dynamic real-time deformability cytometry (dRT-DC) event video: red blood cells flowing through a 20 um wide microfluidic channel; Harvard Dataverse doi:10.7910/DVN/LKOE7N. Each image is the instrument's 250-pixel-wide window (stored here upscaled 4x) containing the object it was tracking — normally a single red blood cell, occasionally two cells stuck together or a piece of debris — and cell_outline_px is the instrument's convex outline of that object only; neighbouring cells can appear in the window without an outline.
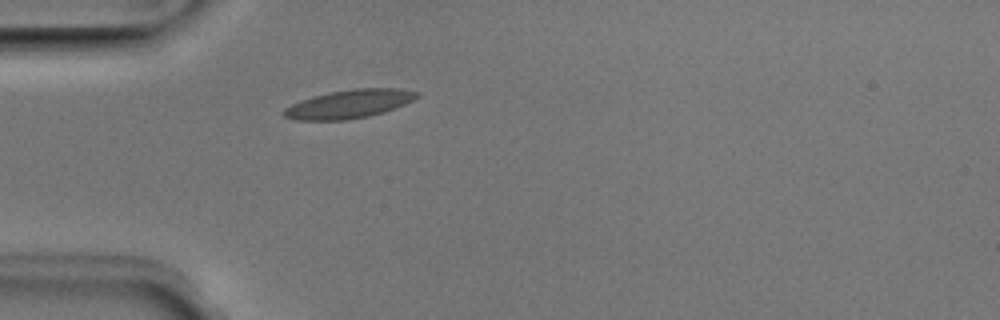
{"species": "Egyptian fruit bat (a non-hibernating species)", "species_latin": "Rousettus aegyptiacus", "temperature_condition": "room temperature", "stored_images_in_passage": 33, "camera_frame_rate_fps": 3000, "um_per_image_px": 0.085, "animal": {"sex": "male"}, "frame": {"image": 1, "passage_image": 1, "time_ms": 0.0, "image_size_px": [1000, 320], "cell_outline_px": [[420, 96], [404, 104], [384, 112], [368, 116], [344, 120], [296, 120], [284, 116], [280, 112], [284, 108], [300, 100], [328, 92], [352, 88], [400, 88], [420, 92]], "centroid_in_image_um": [29.67, 8.83], "position_along_channel_um": 55.3, "area_um2": 22.2}}
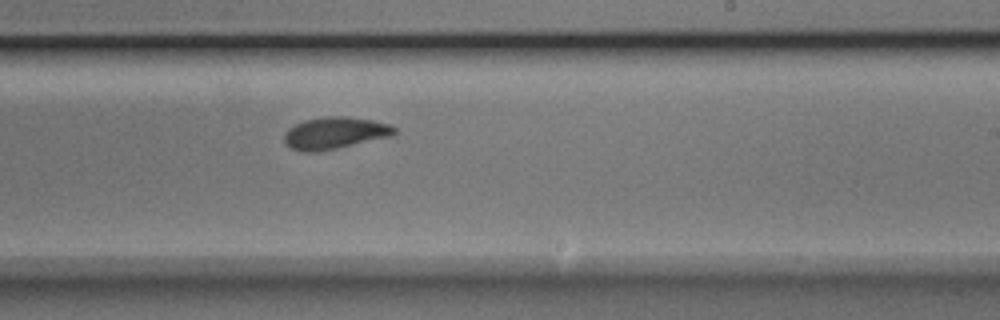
{"frame": {"image": 2, "passage_image": 17, "time_ms": 5.333, "image_size_px": [1000, 320], "cell_outline_px": [[396, 132], [388, 136], [336, 148], [316, 152], [300, 152], [292, 148], [284, 140], [284, 136], [288, 128], [304, 120], [324, 116], [348, 116], [372, 120], [388, 124], [396, 128]], "centroid_in_image_um": [28.41, 11.29], "position_along_channel_um": 260.6, "area_um2": 20.17}}
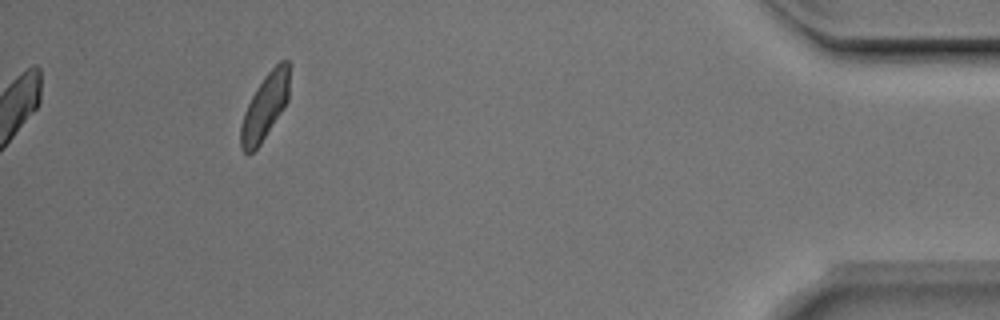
{"frame": {"image": 3, "passage_image": 33, "time_ms": 10.667, "image_size_px": [1000, 320], "cell_outline_px": [[288, 100], [284, 108], [260, 144], [248, 156], [240, 148], [240, 124], [244, 112], [256, 88], [264, 76], [280, 60], [288, 60]], "centroid_in_image_um": [22.49, 9.11], "position_along_channel_um": 412.7, "area_um2": 18.5}, "authors_computed_cell_mechanics": {"area_um2": 20.1722, "velocity_mm_per_s": 3.9815, "shape_relaxation_time_tau1_ms": 3.4918, "shape_relaxation_time_tau2_ms": 0.7889, "deformation_change_tau1": 0.1411, "deformation_change_tau2": 0.0656}}